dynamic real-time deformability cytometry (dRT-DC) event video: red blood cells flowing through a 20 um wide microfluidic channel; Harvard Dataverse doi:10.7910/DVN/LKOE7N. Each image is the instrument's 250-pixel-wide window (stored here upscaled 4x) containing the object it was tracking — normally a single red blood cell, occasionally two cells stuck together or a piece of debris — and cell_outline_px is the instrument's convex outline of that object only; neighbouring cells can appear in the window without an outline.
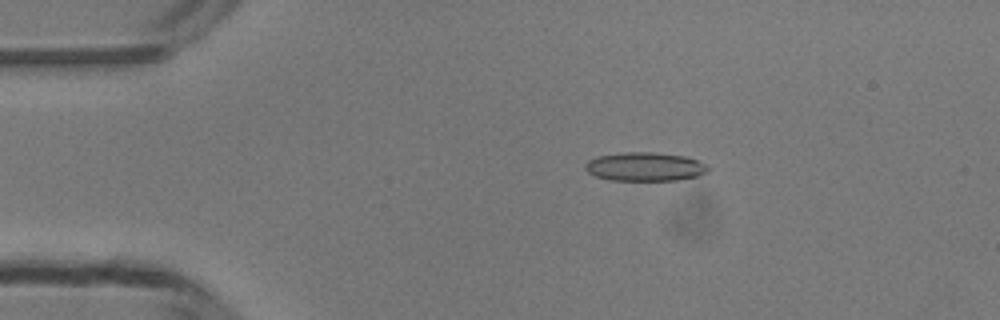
{"species": "common noctule bat (a hibernating species)", "species_latin": "Nyctalus noctula", "temperature_condition": "room temperature", "stored_images_in_passage": 48, "camera_frame_rate_fps": 3000, "um_per_image_px": 0.085, "animal": {"sex": "male", "body_mass_g": 13.3}, "frame": {"image": 1, "passage_image": 9, "time_ms": 2.667, "image_size_px": [1000, 320], "cell_outline_px": [[712, 168], [708, 172], [700, 176], [676, 180], [608, 180], [596, 176], [588, 172], [584, 168], [584, 164], [588, 160], [596, 156], [624, 152], [652, 152], [684, 156], [696, 160]], "centroid_in_image_um": [54.81, 14.17], "position_along_channel_um": 30.2, "area_um2": 20.69}}
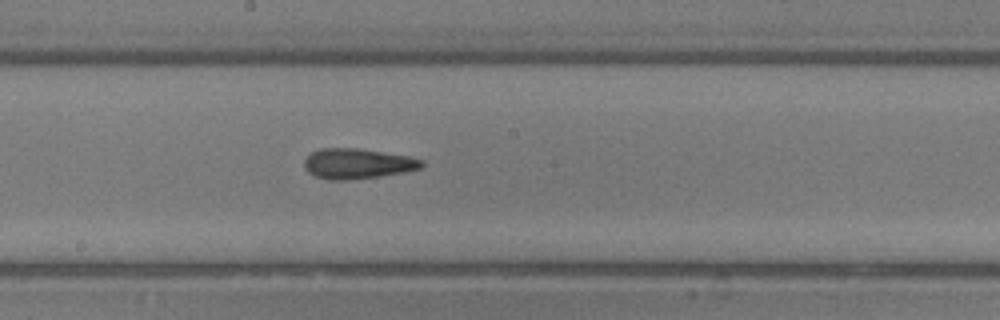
{"frame": {"image": 2, "passage_image": 26, "time_ms": 8.333, "image_size_px": [1000, 320], "cell_outline_px": [[424, 164], [420, 168], [404, 172], [380, 176], [344, 180], [328, 180], [316, 176], [308, 172], [304, 168], [304, 160], [312, 152], [320, 148], [356, 148], [412, 156], [424, 160]], "centroid_in_image_um": [30.4, 13.9], "position_along_channel_um": 217.8, "area_um2": 20.75}}
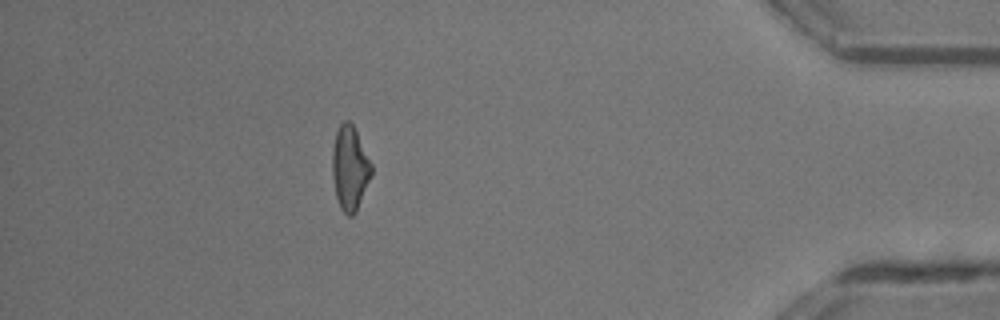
{"frame": {"image": 3, "passage_image": 43, "time_ms": 14.0, "image_size_px": [1000, 320], "cell_outline_px": [[372, 172], [356, 212], [352, 216], [348, 216], [340, 208], [336, 196], [332, 176], [332, 148], [336, 132], [340, 124], [344, 120], [348, 120], [352, 124], [372, 164]], "centroid_in_image_um": [29.72, 14.29], "position_along_channel_um": 405.5, "area_um2": 19.02}, "authors_computed_cell_mechanics": {"area_um2": 19.8254, "velocity_mm_per_s": 4.2258, "shape_relaxation_time_tau1_ms": null, "shape_relaxation_time_tau2_ms": 8.8764, "deformation_change_tau1": null, "deformation_change_tau2": 0.2458}}